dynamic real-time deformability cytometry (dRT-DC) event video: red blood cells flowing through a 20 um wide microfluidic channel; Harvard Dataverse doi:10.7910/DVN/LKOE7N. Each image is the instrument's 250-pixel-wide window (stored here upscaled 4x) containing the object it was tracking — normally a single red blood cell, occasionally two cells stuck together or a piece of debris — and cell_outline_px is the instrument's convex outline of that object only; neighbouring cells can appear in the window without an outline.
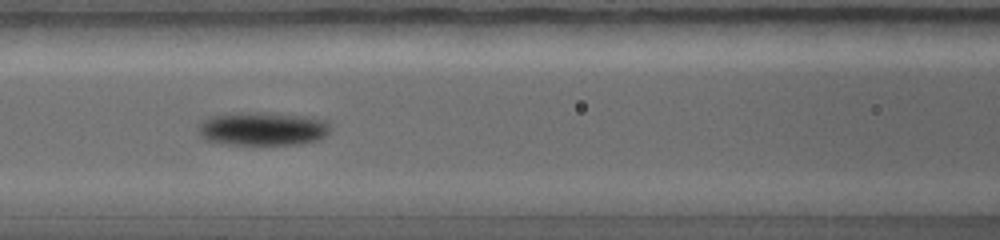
{"species": "common noctule bat (a hibernating species)", "species_latin": "Nyctalus noctula", "temperature_condition": "warm", "stored_images_in_passage": 17, "camera_frame_rate_fps": 5000, "um_per_image_px": 0.085, "animal": {"sex": "female", "body_mass_g": 19.0, "forearm_length_mm": 56.7}, "frame": {"image": 1, "passage_image": 6, "time_ms": 2.4, "image_size_px": [1000, 240], "cell_outline_px": [[332, 132], [328, 136], [320, 140], [304, 144], [252, 148], [224, 144], [204, 140], [196, 132], [200, 124], [204, 120], [212, 116], [296, 116], [320, 120], [328, 124], [332, 128]], "centroid_in_image_um": [22.35, 11.11], "position_along_channel_um": 144.3, "area_um2": 25.43}}
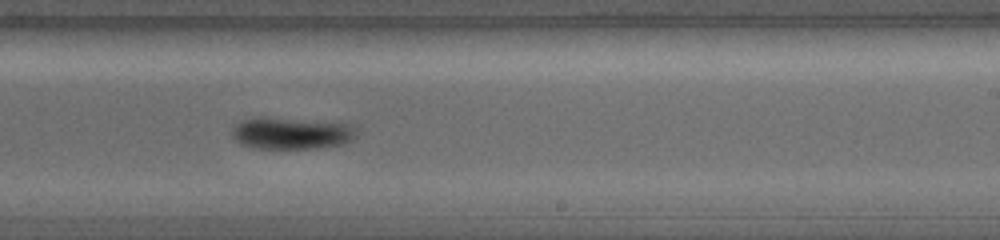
{"frame": {"image": 2, "passage_image": 11, "time_ms": 4.4, "image_size_px": [1000, 240], "cell_outline_px": [[356, 140], [348, 144], [320, 148], [256, 148], [240, 144], [232, 140], [232, 128], [236, 124], [244, 120], [288, 120], [352, 124], [356, 132]], "centroid_in_image_um": [24.85, 11.4], "position_along_channel_um": 264.2, "area_um2": 22.31}}
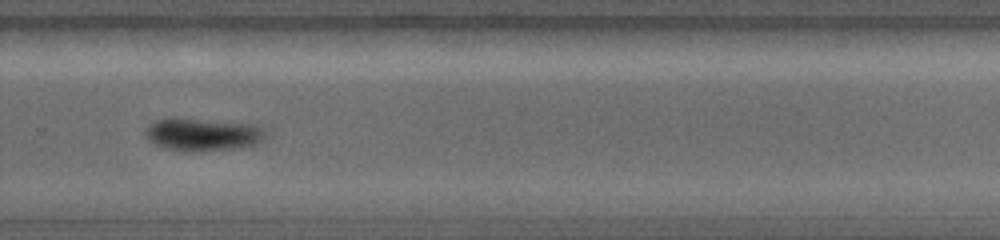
{"frame": {"image": 3, "passage_image": 13, "time_ms": 5.2, "image_size_px": [1000, 240], "cell_outline_px": [[268, 140], [256, 144], [232, 148], [164, 148], [152, 144], [144, 136], [144, 132], [152, 124], [160, 120], [192, 120], [252, 124], [260, 128], [268, 136]], "centroid_in_image_um": [17.29, 11.43], "position_along_channel_um": 312.5, "area_um2": 21.1}}